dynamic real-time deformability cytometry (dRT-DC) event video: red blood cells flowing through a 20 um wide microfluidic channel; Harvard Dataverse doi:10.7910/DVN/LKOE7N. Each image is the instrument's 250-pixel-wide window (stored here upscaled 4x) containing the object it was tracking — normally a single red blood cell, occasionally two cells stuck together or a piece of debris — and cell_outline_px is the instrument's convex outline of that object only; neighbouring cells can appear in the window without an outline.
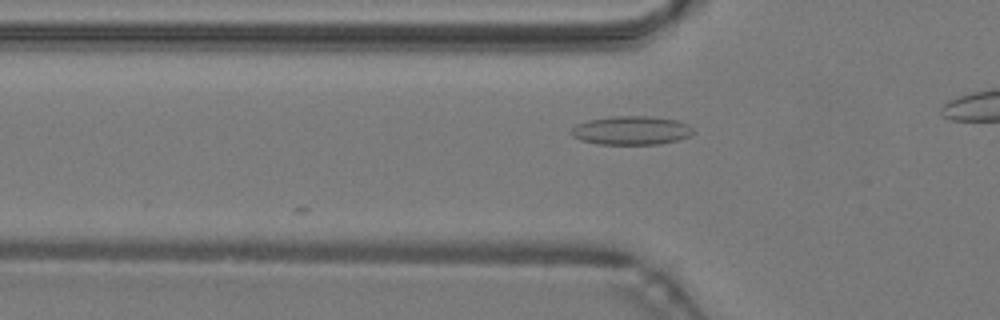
{"species": "common noctule bat (a hibernating species)", "species_latin": "Nyctalus noctula", "temperature_condition": "warm", "stored_images_in_passage": 5, "camera_frame_rate_fps": 3000, "um_per_image_px": 0.085, "animal": {"sex": "male", "body_mass_g": 19.2, "forearm_length_mm": 51.8}, "frame": {"image": 1, "passage_image": 2, "time_ms": 0.333, "image_size_px": [1000, 320], "cell_outline_px": [[692, 132], [688, 136], [676, 140], [660, 144], [596, 144], [580, 140], [572, 136], [568, 132], [576, 124], [588, 120], [612, 116], [648, 116], [676, 120], [688, 124], [692, 128]], "centroid_in_image_um": [53.59, 11.08], "position_along_channel_um": 72.2, "area_um2": 20.4}}
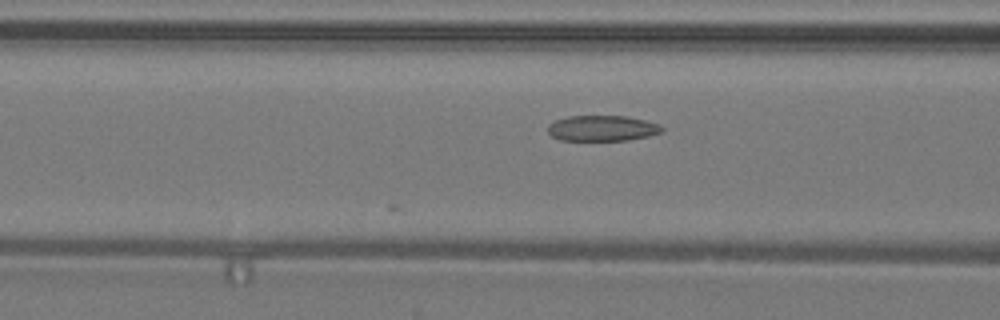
{"frame": {"image": 2, "passage_image": 5, "time_ms": 1.333, "image_size_px": [1000, 320], "cell_outline_px": [[664, 132], [648, 136], [628, 140], [560, 140], [552, 136], [548, 132], [548, 124], [556, 120], [568, 116], [628, 116], [660, 124], [664, 128]], "centroid_in_image_um": [51.22, 10.9], "position_along_channel_um": 115.4, "area_um2": 17.11}}